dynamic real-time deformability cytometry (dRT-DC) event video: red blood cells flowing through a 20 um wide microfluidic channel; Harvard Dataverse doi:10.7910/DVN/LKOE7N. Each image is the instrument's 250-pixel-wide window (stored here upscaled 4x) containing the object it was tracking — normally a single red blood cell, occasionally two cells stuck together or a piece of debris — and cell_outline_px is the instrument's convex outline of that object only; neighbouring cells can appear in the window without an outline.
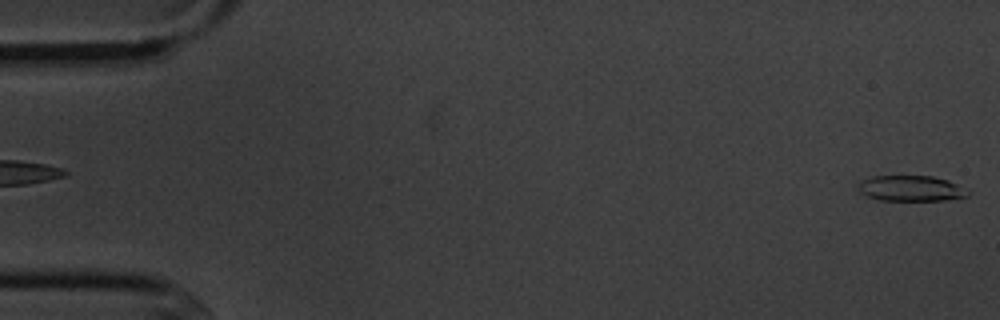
{"species": "common noctule bat (a hibernating species)", "species_latin": "Nyctalus noctula", "temperature_condition": "cold", "stored_images_in_passage": 6, "segment_of_instrument_passage": [2, 2], "camera_frame_rate_fps": 3000, "um_per_image_px": 0.085, "animal": {"sex": "male", "body_mass_g": 20.1, "forearm_length_mm": 53.5}, "frame": {"image": 1, "passage_image": 6, "time_ms": 5.667, "image_size_px": [1000, 320], "cell_outline_px": [[972, 192], [968, 196], [944, 200], [880, 200], [868, 196], [860, 192], [856, 188], [864, 180], [872, 176], [932, 176], [948, 180], [968, 188]], "centroid_in_image_um": [77.5, 16.01], "position_along_channel_um": 7.5, "area_um2": 16.42}}